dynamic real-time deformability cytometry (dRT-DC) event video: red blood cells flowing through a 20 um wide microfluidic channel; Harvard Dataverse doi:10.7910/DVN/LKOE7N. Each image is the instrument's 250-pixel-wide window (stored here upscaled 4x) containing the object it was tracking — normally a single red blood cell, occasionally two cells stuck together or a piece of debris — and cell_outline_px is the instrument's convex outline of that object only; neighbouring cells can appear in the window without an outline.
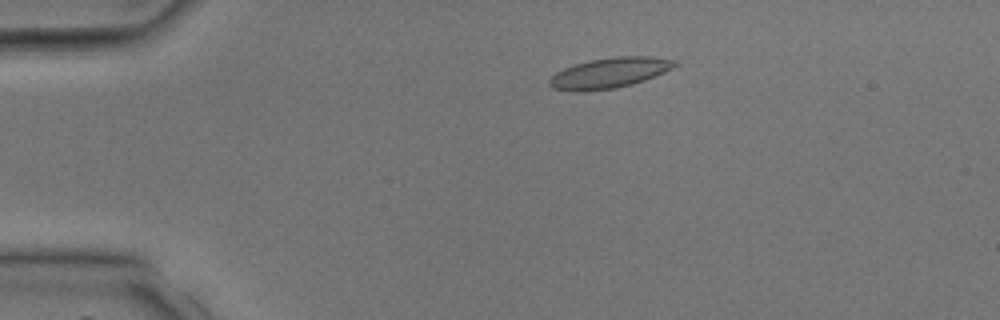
{"species": "common noctule bat (a hibernating species)", "species_latin": "Nyctalus noctula", "temperature_condition": "room temperature", "stored_images_in_passage": 31, "camera_frame_rate_fps": 3000, "um_per_image_px": 0.085, "animal": {"sex": "male", "body_mass_g": 17.9, "forearm_length_mm": 54.2}, "frame": {"image": 1, "passage_image": 7, "time_ms": 2.0, "image_size_px": [1000, 320], "cell_outline_px": [[680, 64], [664, 72], [644, 80], [632, 84], [616, 88], [576, 92], [552, 88], [548, 84], [548, 80], [556, 72], [564, 68], [588, 60], [616, 56], [652, 56], [676, 60]], "centroid_in_image_um": [51.81, 6.19], "position_along_channel_um": 33.2, "area_um2": 22.31}}
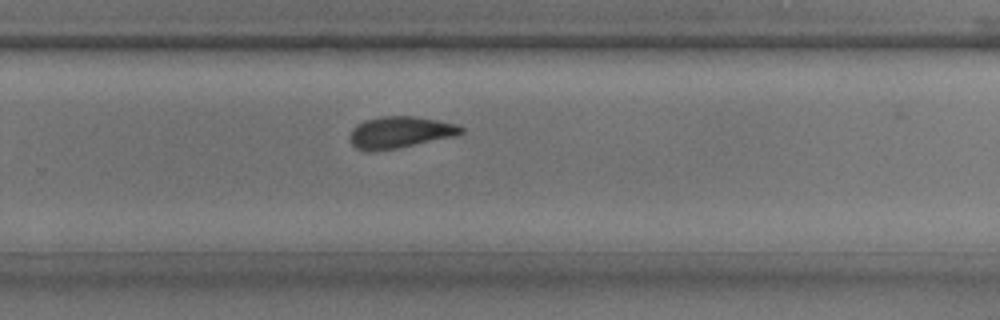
{"frame": {"image": 2, "passage_image": 25, "time_ms": 8.0, "image_size_px": [1000, 320], "cell_outline_px": [[464, 132], [460, 136], [400, 148], [356, 148], [352, 144], [348, 136], [352, 128], [364, 120], [380, 116], [416, 116], [456, 124], [464, 128]], "centroid_in_image_um": [34.09, 11.21], "position_along_channel_um": 295.7, "area_um2": 20.4}}
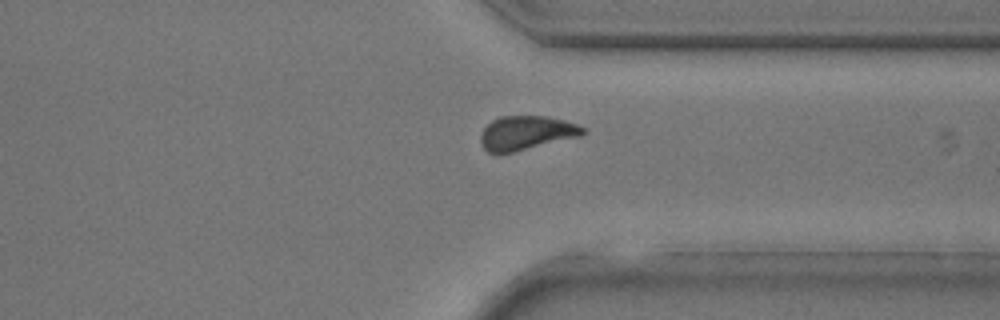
{"frame": {"image": 3, "passage_image": 29, "time_ms": 9.333, "image_size_px": [1000, 320], "cell_outline_px": [[588, 132], [580, 136], [512, 152], [488, 152], [480, 144], [480, 136], [484, 128], [492, 120], [500, 116], [548, 116], [564, 120], [588, 128]], "centroid_in_image_um": [44.77, 11.28], "position_along_channel_um": 366.6, "area_um2": 20.23}}